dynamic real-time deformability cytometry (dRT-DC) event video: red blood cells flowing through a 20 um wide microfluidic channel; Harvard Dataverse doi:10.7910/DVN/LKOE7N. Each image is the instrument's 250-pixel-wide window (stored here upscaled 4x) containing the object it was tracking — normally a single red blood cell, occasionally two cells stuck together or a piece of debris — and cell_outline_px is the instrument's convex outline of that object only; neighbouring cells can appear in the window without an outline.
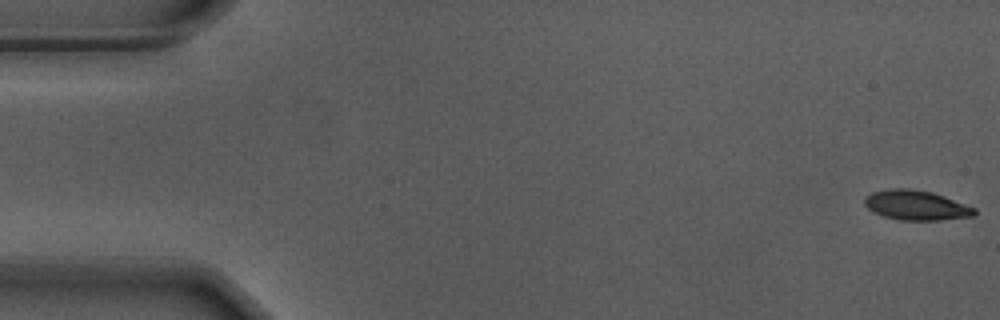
{"species": "Egyptian fruit bat (a non-hibernating species)", "species_latin": "Rousettus aegyptiacus", "temperature_condition": "warm", "stored_images_in_passage": 38, "camera_frame_rate_fps": 3000, "um_per_image_px": 0.085, "animal": {"sex": "male"}, "frame": {"image": 1, "passage_image": 1, "time_ms": 0.0, "image_size_px": [1000, 320], "cell_outline_px": [[976, 216], [940, 220], [900, 220], [884, 216], [872, 212], [864, 204], [864, 200], [872, 192], [892, 188], [908, 188], [932, 192], [944, 196], [976, 208]], "centroid_in_image_um": [77.89, 17.45], "position_along_channel_um": 7.1, "area_um2": 19.07}}
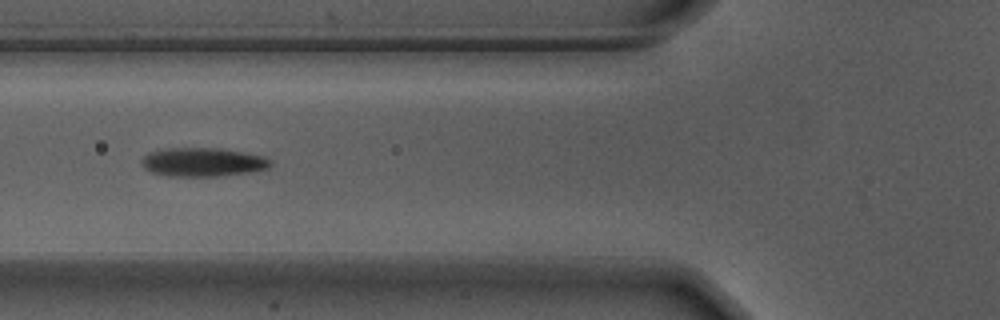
{"frame": {"image": 2, "passage_image": 21, "time_ms": 6.667, "image_size_px": [1000, 320], "cell_outline_px": [[272, 164], [268, 168], [252, 172], [220, 176], [168, 176], [152, 172], [144, 168], [140, 160], [148, 152], [164, 148], [216, 148], [264, 156], [272, 160]], "centroid_in_image_um": [17.23, 13.78], "position_along_channel_um": 108.6, "area_um2": 21.68}}
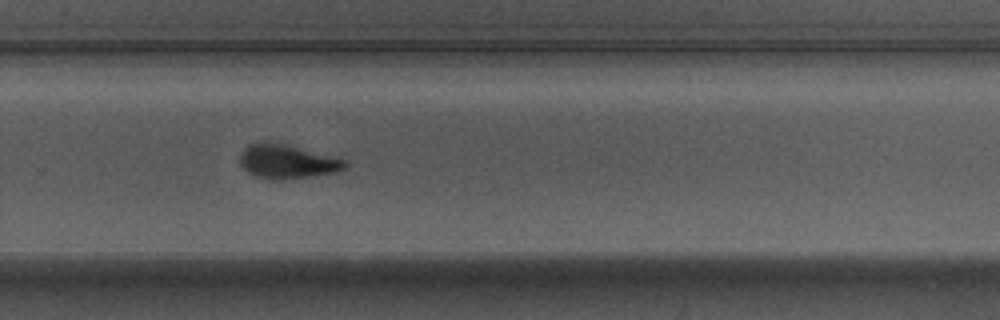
{"frame": {"image": 3, "passage_image": 37, "time_ms": 12.0, "image_size_px": [1000, 320], "cell_outline_px": [[348, 164], [344, 168], [336, 172], [284, 180], [268, 180], [252, 176], [240, 164], [240, 156], [244, 148], [248, 144], [280, 144], [344, 160]], "centroid_in_image_um": [24.34, 13.8], "position_along_channel_um": 305.5, "area_um2": 20.0}, "authors_computed_cell_mechanics": {"area_um2": 20.5768, "velocity_mm_per_s": 3.6926, "shape_relaxation_time_tau1_ms": 3.2623, "shape_relaxation_time_tau2_ms": 10.2288, "deformation_change_tau1": 0.147, "deformation_change_tau2": 0.1748}}